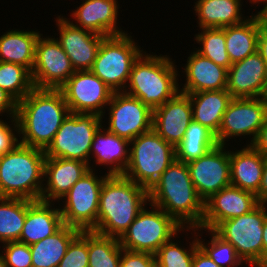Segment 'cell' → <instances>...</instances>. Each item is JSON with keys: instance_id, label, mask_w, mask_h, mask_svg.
<instances>
[{"instance_id": "6da1fadb", "label": "cell", "mask_w": 267, "mask_h": 267, "mask_svg": "<svg viewBox=\"0 0 267 267\" xmlns=\"http://www.w3.org/2000/svg\"><path fill=\"white\" fill-rule=\"evenodd\" d=\"M69 113L59 89L34 88L17 102L19 142L45 150Z\"/></svg>"}, {"instance_id": "7a4b0ae2", "label": "cell", "mask_w": 267, "mask_h": 267, "mask_svg": "<svg viewBox=\"0 0 267 267\" xmlns=\"http://www.w3.org/2000/svg\"><path fill=\"white\" fill-rule=\"evenodd\" d=\"M149 202L172 216L182 227L198 228L204 201L198 196L187 163L174 160L148 190Z\"/></svg>"}, {"instance_id": "3957f363", "label": "cell", "mask_w": 267, "mask_h": 267, "mask_svg": "<svg viewBox=\"0 0 267 267\" xmlns=\"http://www.w3.org/2000/svg\"><path fill=\"white\" fill-rule=\"evenodd\" d=\"M149 202L148 189L123 175H108L100 191L93 232L120 238Z\"/></svg>"}, {"instance_id": "277c9868", "label": "cell", "mask_w": 267, "mask_h": 267, "mask_svg": "<svg viewBox=\"0 0 267 267\" xmlns=\"http://www.w3.org/2000/svg\"><path fill=\"white\" fill-rule=\"evenodd\" d=\"M44 150L18 143L0 156V197L41 200Z\"/></svg>"}, {"instance_id": "5b68a950", "label": "cell", "mask_w": 267, "mask_h": 267, "mask_svg": "<svg viewBox=\"0 0 267 267\" xmlns=\"http://www.w3.org/2000/svg\"><path fill=\"white\" fill-rule=\"evenodd\" d=\"M178 74L175 62L167 55L143 52L132 66L124 93L154 110L180 91Z\"/></svg>"}, {"instance_id": "8992f818", "label": "cell", "mask_w": 267, "mask_h": 267, "mask_svg": "<svg viewBox=\"0 0 267 267\" xmlns=\"http://www.w3.org/2000/svg\"><path fill=\"white\" fill-rule=\"evenodd\" d=\"M129 163L123 176L150 189L176 160L175 147L153 129L130 141Z\"/></svg>"}, {"instance_id": "52a82bcc", "label": "cell", "mask_w": 267, "mask_h": 267, "mask_svg": "<svg viewBox=\"0 0 267 267\" xmlns=\"http://www.w3.org/2000/svg\"><path fill=\"white\" fill-rule=\"evenodd\" d=\"M127 33L105 37L90 71L114 92H124L134 62L143 53Z\"/></svg>"}, {"instance_id": "ba28073f", "label": "cell", "mask_w": 267, "mask_h": 267, "mask_svg": "<svg viewBox=\"0 0 267 267\" xmlns=\"http://www.w3.org/2000/svg\"><path fill=\"white\" fill-rule=\"evenodd\" d=\"M149 206L152 209L144 207L119 238L123 249L155 255L164 243L187 229L161 208L150 203Z\"/></svg>"}, {"instance_id": "9c48e42d", "label": "cell", "mask_w": 267, "mask_h": 267, "mask_svg": "<svg viewBox=\"0 0 267 267\" xmlns=\"http://www.w3.org/2000/svg\"><path fill=\"white\" fill-rule=\"evenodd\" d=\"M267 204L259 203L252 211L221 222L213 231L230 243L250 267H263V222Z\"/></svg>"}, {"instance_id": "30bf717a", "label": "cell", "mask_w": 267, "mask_h": 267, "mask_svg": "<svg viewBox=\"0 0 267 267\" xmlns=\"http://www.w3.org/2000/svg\"><path fill=\"white\" fill-rule=\"evenodd\" d=\"M102 119L96 114L69 113L44 150L46 158L79 160L89 165L94 134L102 126Z\"/></svg>"}, {"instance_id": "8fae6325", "label": "cell", "mask_w": 267, "mask_h": 267, "mask_svg": "<svg viewBox=\"0 0 267 267\" xmlns=\"http://www.w3.org/2000/svg\"><path fill=\"white\" fill-rule=\"evenodd\" d=\"M93 170L90 169L71 187L63 198V208L60 207L64 224L80 231L95 229L100 191L104 179L108 176L105 174L99 178Z\"/></svg>"}, {"instance_id": "7c38bea8", "label": "cell", "mask_w": 267, "mask_h": 267, "mask_svg": "<svg viewBox=\"0 0 267 267\" xmlns=\"http://www.w3.org/2000/svg\"><path fill=\"white\" fill-rule=\"evenodd\" d=\"M70 113L103 117L114 91L90 70L75 71L59 88ZM104 110V111H103Z\"/></svg>"}, {"instance_id": "4fadbf2b", "label": "cell", "mask_w": 267, "mask_h": 267, "mask_svg": "<svg viewBox=\"0 0 267 267\" xmlns=\"http://www.w3.org/2000/svg\"><path fill=\"white\" fill-rule=\"evenodd\" d=\"M267 117V105L263 97L233 98L222 116L217 143L226 145L231 137L252 136L251 145ZM226 141V142H225Z\"/></svg>"}, {"instance_id": "5bb4252c", "label": "cell", "mask_w": 267, "mask_h": 267, "mask_svg": "<svg viewBox=\"0 0 267 267\" xmlns=\"http://www.w3.org/2000/svg\"><path fill=\"white\" fill-rule=\"evenodd\" d=\"M108 106L110 133L131 141L152 129L153 110L138 98L114 92Z\"/></svg>"}, {"instance_id": "9a60e30c", "label": "cell", "mask_w": 267, "mask_h": 267, "mask_svg": "<svg viewBox=\"0 0 267 267\" xmlns=\"http://www.w3.org/2000/svg\"><path fill=\"white\" fill-rule=\"evenodd\" d=\"M36 43L35 63L31 71L37 89H59L75 72L70 58L55 38H43Z\"/></svg>"}, {"instance_id": "2e32d148", "label": "cell", "mask_w": 267, "mask_h": 267, "mask_svg": "<svg viewBox=\"0 0 267 267\" xmlns=\"http://www.w3.org/2000/svg\"><path fill=\"white\" fill-rule=\"evenodd\" d=\"M198 196L205 202L231 185L229 151L217 144L202 157L187 163Z\"/></svg>"}, {"instance_id": "e0dca14e", "label": "cell", "mask_w": 267, "mask_h": 267, "mask_svg": "<svg viewBox=\"0 0 267 267\" xmlns=\"http://www.w3.org/2000/svg\"><path fill=\"white\" fill-rule=\"evenodd\" d=\"M259 204L256 195L228 186L204 202V217L199 231L214 230L221 222L252 211Z\"/></svg>"}, {"instance_id": "ac0fdd59", "label": "cell", "mask_w": 267, "mask_h": 267, "mask_svg": "<svg viewBox=\"0 0 267 267\" xmlns=\"http://www.w3.org/2000/svg\"><path fill=\"white\" fill-rule=\"evenodd\" d=\"M56 19L60 35L56 40L70 58L73 68L75 71L90 70L105 36L74 26L70 18L58 16Z\"/></svg>"}, {"instance_id": "d6986e66", "label": "cell", "mask_w": 267, "mask_h": 267, "mask_svg": "<svg viewBox=\"0 0 267 267\" xmlns=\"http://www.w3.org/2000/svg\"><path fill=\"white\" fill-rule=\"evenodd\" d=\"M192 120L190 97L179 91L162 106L153 110L152 129L176 148Z\"/></svg>"}, {"instance_id": "ffe728a7", "label": "cell", "mask_w": 267, "mask_h": 267, "mask_svg": "<svg viewBox=\"0 0 267 267\" xmlns=\"http://www.w3.org/2000/svg\"><path fill=\"white\" fill-rule=\"evenodd\" d=\"M266 88L267 65L258 51L229 67L226 90L233 98L263 97Z\"/></svg>"}, {"instance_id": "44dd1931", "label": "cell", "mask_w": 267, "mask_h": 267, "mask_svg": "<svg viewBox=\"0 0 267 267\" xmlns=\"http://www.w3.org/2000/svg\"><path fill=\"white\" fill-rule=\"evenodd\" d=\"M93 166L79 160L46 158L44 163V183L41 200L60 201L71 187ZM47 179V180H46Z\"/></svg>"}, {"instance_id": "7402d4cb", "label": "cell", "mask_w": 267, "mask_h": 267, "mask_svg": "<svg viewBox=\"0 0 267 267\" xmlns=\"http://www.w3.org/2000/svg\"><path fill=\"white\" fill-rule=\"evenodd\" d=\"M117 0H85L70 15L76 21L74 26L109 37L122 35V28L117 26L119 4Z\"/></svg>"}, {"instance_id": "603a6c76", "label": "cell", "mask_w": 267, "mask_h": 267, "mask_svg": "<svg viewBox=\"0 0 267 267\" xmlns=\"http://www.w3.org/2000/svg\"><path fill=\"white\" fill-rule=\"evenodd\" d=\"M185 65L186 82L179 90L183 93L223 90L227 87L228 69L197 51L189 54Z\"/></svg>"}, {"instance_id": "cb8c5ba5", "label": "cell", "mask_w": 267, "mask_h": 267, "mask_svg": "<svg viewBox=\"0 0 267 267\" xmlns=\"http://www.w3.org/2000/svg\"><path fill=\"white\" fill-rule=\"evenodd\" d=\"M54 202L26 199V217L19 242L32 245L57 232L63 225L60 207Z\"/></svg>"}, {"instance_id": "d4e9b609", "label": "cell", "mask_w": 267, "mask_h": 267, "mask_svg": "<svg viewBox=\"0 0 267 267\" xmlns=\"http://www.w3.org/2000/svg\"><path fill=\"white\" fill-rule=\"evenodd\" d=\"M103 127L94 134L90 155L95 158L96 165L109 166L108 175H123L129 163L130 141Z\"/></svg>"}, {"instance_id": "484cf974", "label": "cell", "mask_w": 267, "mask_h": 267, "mask_svg": "<svg viewBox=\"0 0 267 267\" xmlns=\"http://www.w3.org/2000/svg\"><path fill=\"white\" fill-rule=\"evenodd\" d=\"M264 158L251 145L230 151L231 185L256 195L263 175Z\"/></svg>"}, {"instance_id": "4316f807", "label": "cell", "mask_w": 267, "mask_h": 267, "mask_svg": "<svg viewBox=\"0 0 267 267\" xmlns=\"http://www.w3.org/2000/svg\"><path fill=\"white\" fill-rule=\"evenodd\" d=\"M186 94L190 97L193 121L206 126L216 135L222 116L233 99L231 94L226 89Z\"/></svg>"}, {"instance_id": "83f0119b", "label": "cell", "mask_w": 267, "mask_h": 267, "mask_svg": "<svg viewBox=\"0 0 267 267\" xmlns=\"http://www.w3.org/2000/svg\"><path fill=\"white\" fill-rule=\"evenodd\" d=\"M39 31L9 30L0 36V61L23 65L32 71Z\"/></svg>"}, {"instance_id": "f1b7e54d", "label": "cell", "mask_w": 267, "mask_h": 267, "mask_svg": "<svg viewBox=\"0 0 267 267\" xmlns=\"http://www.w3.org/2000/svg\"><path fill=\"white\" fill-rule=\"evenodd\" d=\"M241 0H203L195 3L198 27L224 28L244 22ZM244 19V20H243Z\"/></svg>"}, {"instance_id": "f546056e", "label": "cell", "mask_w": 267, "mask_h": 267, "mask_svg": "<svg viewBox=\"0 0 267 267\" xmlns=\"http://www.w3.org/2000/svg\"><path fill=\"white\" fill-rule=\"evenodd\" d=\"M81 231L64 224L57 232L30 245L32 267H58L70 242Z\"/></svg>"}, {"instance_id": "4dcf8cb0", "label": "cell", "mask_w": 267, "mask_h": 267, "mask_svg": "<svg viewBox=\"0 0 267 267\" xmlns=\"http://www.w3.org/2000/svg\"><path fill=\"white\" fill-rule=\"evenodd\" d=\"M247 17L242 23L224 27L226 50L232 64L258 51L259 23L252 14Z\"/></svg>"}, {"instance_id": "1f68e13d", "label": "cell", "mask_w": 267, "mask_h": 267, "mask_svg": "<svg viewBox=\"0 0 267 267\" xmlns=\"http://www.w3.org/2000/svg\"><path fill=\"white\" fill-rule=\"evenodd\" d=\"M217 144L215 134L211 130L192 120L184 138L175 148L176 160L189 163L205 155Z\"/></svg>"}, {"instance_id": "d6a6232c", "label": "cell", "mask_w": 267, "mask_h": 267, "mask_svg": "<svg viewBox=\"0 0 267 267\" xmlns=\"http://www.w3.org/2000/svg\"><path fill=\"white\" fill-rule=\"evenodd\" d=\"M26 217V199L0 197V243L18 241Z\"/></svg>"}, {"instance_id": "836d02e7", "label": "cell", "mask_w": 267, "mask_h": 267, "mask_svg": "<svg viewBox=\"0 0 267 267\" xmlns=\"http://www.w3.org/2000/svg\"><path fill=\"white\" fill-rule=\"evenodd\" d=\"M122 250L118 238L88 231V267H120Z\"/></svg>"}, {"instance_id": "e575fe53", "label": "cell", "mask_w": 267, "mask_h": 267, "mask_svg": "<svg viewBox=\"0 0 267 267\" xmlns=\"http://www.w3.org/2000/svg\"><path fill=\"white\" fill-rule=\"evenodd\" d=\"M0 88L21 101L35 88L31 71L20 64L0 61Z\"/></svg>"}, {"instance_id": "d590c367", "label": "cell", "mask_w": 267, "mask_h": 267, "mask_svg": "<svg viewBox=\"0 0 267 267\" xmlns=\"http://www.w3.org/2000/svg\"><path fill=\"white\" fill-rule=\"evenodd\" d=\"M201 33L195 36L197 43L202 45L196 51L211 61L224 68L229 69L231 60L226 50L224 28H203Z\"/></svg>"}, {"instance_id": "8d00e7d4", "label": "cell", "mask_w": 267, "mask_h": 267, "mask_svg": "<svg viewBox=\"0 0 267 267\" xmlns=\"http://www.w3.org/2000/svg\"><path fill=\"white\" fill-rule=\"evenodd\" d=\"M194 231V240L189 244L188 249L179 246L178 242H174V238L164 243L156 252L157 267H192L195 250L199 247L198 243V228H187ZM197 234V235H196Z\"/></svg>"}, {"instance_id": "74e56055", "label": "cell", "mask_w": 267, "mask_h": 267, "mask_svg": "<svg viewBox=\"0 0 267 267\" xmlns=\"http://www.w3.org/2000/svg\"><path fill=\"white\" fill-rule=\"evenodd\" d=\"M212 237L206 244L201 241L198 235L199 246L209 255V257L220 267H237L245 264L237 255L235 248L228 242L219 237L213 230H208Z\"/></svg>"}, {"instance_id": "f35d334b", "label": "cell", "mask_w": 267, "mask_h": 267, "mask_svg": "<svg viewBox=\"0 0 267 267\" xmlns=\"http://www.w3.org/2000/svg\"><path fill=\"white\" fill-rule=\"evenodd\" d=\"M88 231H81L69 244L58 267H88Z\"/></svg>"}, {"instance_id": "ab89813d", "label": "cell", "mask_w": 267, "mask_h": 267, "mask_svg": "<svg viewBox=\"0 0 267 267\" xmlns=\"http://www.w3.org/2000/svg\"><path fill=\"white\" fill-rule=\"evenodd\" d=\"M6 267H32L30 246L19 242H7L2 246Z\"/></svg>"}, {"instance_id": "60d3db41", "label": "cell", "mask_w": 267, "mask_h": 267, "mask_svg": "<svg viewBox=\"0 0 267 267\" xmlns=\"http://www.w3.org/2000/svg\"><path fill=\"white\" fill-rule=\"evenodd\" d=\"M120 267H157L155 255L123 249Z\"/></svg>"}, {"instance_id": "b9f144b4", "label": "cell", "mask_w": 267, "mask_h": 267, "mask_svg": "<svg viewBox=\"0 0 267 267\" xmlns=\"http://www.w3.org/2000/svg\"><path fill=\"white\" fill-rule=\"evenodd\" d=\"M10 122L11 124L9 125H13V128L8 125V123ZM8 123L0 119V156L5 154L6 152H9L14 146L19 143V139L17 136L18 122L16 117L11 118V121L9 120Z\"/></svg>"}, {"instance_id": "7bdbcfd3", "label": "cell", "mask_w": 267, "mask_h": 267, "mask_svg": "<svg viewBox=\"0 0 267 267\" xmlns=\"http://www.w3.org/2000/svg\"><path fill=\"white\" fill-rule=\"evenodd\" d=\"M7 113L14 118L17 115V101L5 90L0 88V115Z\"/></svg>"}, {"instance_id": "ee69618b", "label": "cell", "mask_w": 267, "mask_h": 267, "mask_svg": "<svg viewBox=\"0 0 267 267\" xmlns=\"http://www.w3.org/2000/svg\"><path fill=\"white\" fill-rule=\"evenodd\" d=\"M251 146L263 156H267V117Z\"/></svg>"}, {"instance_id": "f6af8a7d", "label": "cell", "mask_w": 267, "mask_h": 267, "mask_svg": "<svg viewBox=\"0 0 267 267\" xmlns=\"http://www.w3.org/2000/svg\"><path fill=\"white\" fill-rule=\"evenodd\" d=\"M192 267H220L199 246L194 253Z\"/></svg>"}, {"instance_id": "bcb514c9", "label": "cell", "mask_w": 267, "mask_h": 267, "mask_svg": "<svg viewBox=\"0 0 267 267\" xmlns=\"http://www.w3.org/2000/svg\"><path fill=\"white\" fill-rule=\"evenodd\" d=\"M256 198L259 203L267 204V156L264 158L263 175Z\"/></svg>"}, {"instance_id": "7dc6e473", "label": "cell", "mask_w": 267, "mask_h": 267, "mask_svg": "<svg viewBox=\"0 0 267 267\" xmlns=\"http://www.w3.org/2000/svg\"><path fill=\"white\" fill-rule=\"evenodd\" d=\"M258 52L267 65V30L260 29L258 39Z\"/></svg>"}, {"instance_id": "c3c4849f", "label": "cell", "mask_w": 267, "mask_h": 267, "mask_svg": "<svg viewBox=\"0 0 267 267\" xmlns=\"http://www.w3.org/2000/svg\"><path fill=\"white\" fill-rule=\"evenodd\" d=\"M263 5L264 6L262 7V9H260V11L254 16L259 23L260 29L267 30V1H265Z\"/></svg>"}, {"instance_id": "681fc988", "label": "cell", "mask_w": 267, "mask_h": 267, "mask_svg": "<svg viewBox=\"0 0 267 267\" xmlns=\"http://www.w3.org/2000/svg\"><path fill=\"white\" fill-rule=\"evenodd\" d=\"M263 267H267V208H266V216L263 222Z\"/></svg>"}, {"instance_id": "f907efd6", "label": "cell", "mask_w": 267, "mask_h": 267, "mask_svg": "<svg viewBox=\"0 0 267 267\" xmlns=\"http://www.w3.org/2000/svg\"><path fill=\"white\" fill-rule=\"evenodd\" d=\"M0 267H6L3 254L0 253Z\"/></svg>"}, {"instance_id": "816d5d0a", "label": "cell", "mask_w": 267, "mask_h": 267, "mask_svg": "<svg viewBox=\"0 0 267 267\" xmlns=\"http://www.w3.org/2000/svg\"><path fill=\"white\" fill-rule=\"evenodd\" d=\"M265 1H267V0H250V3H251V4H252V3H253V4H255V3L257 4V3H258V5H259L260 3H262V2L264 3ZM259 2H260V3H259Z\"/></svg>"}, {"instance_id": "f5cc1de1", "label": "cell", "mask_w": 267, "mask_h": 267, "mask_svg": "<svg viewBox=\"0 0 267 267\" xmlns=\"http://www.w3.org/2000/svg\"><path fill=\"white\" fill-rule=\"evenodd\" d=\"M263 98H264L265 103H266V105H267V88H266V91H265V94H264Z\"/></svg>"}]
</instances>
